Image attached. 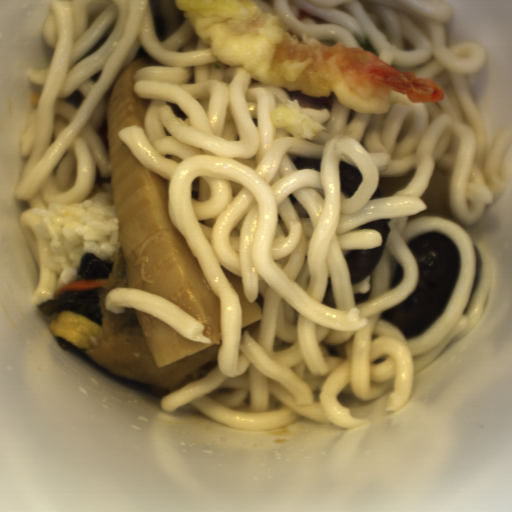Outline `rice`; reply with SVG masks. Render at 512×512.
<instances>
[{"label": "rice", "mask_w": 512, "mask_h": 512, "mask_svg": "<svg viewBox=\"0 0 512 512\" xmlns=\"http://www.w3.org/2000/svg\"><path fill=\"white\" fill-rule=\"evenodd\" d=\"M41 217L42 238L50 240L53 256L43 258L57 274L56 287L67 285L77 277V267L85 254L98 260H111L122 250L114 193L110 178L96 172L89 198L68 205L53 203L47 209H33Z\"/></svg>", "instance_id": "652b925c"}]
</instances>
